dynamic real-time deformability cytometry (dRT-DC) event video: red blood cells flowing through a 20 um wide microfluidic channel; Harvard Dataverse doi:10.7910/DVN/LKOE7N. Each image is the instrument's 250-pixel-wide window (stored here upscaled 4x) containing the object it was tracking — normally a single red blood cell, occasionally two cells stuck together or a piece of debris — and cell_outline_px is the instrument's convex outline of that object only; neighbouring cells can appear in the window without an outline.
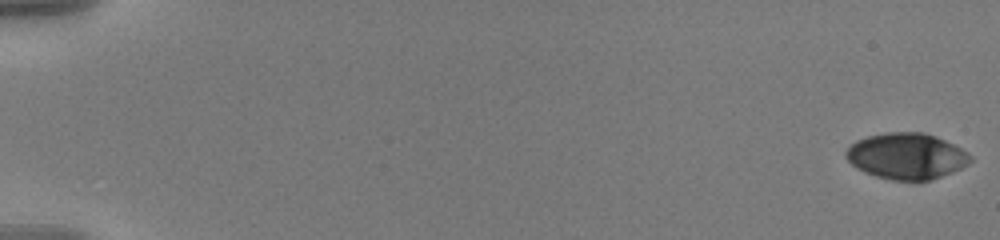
{"species": "human", "species_latin": "Homo sapiens", "temperature_condition": "warm", "stored_images_in_passage": 58, "camera_frame_rate_fps": 3000, "um_per_image_px": 0.085, "donor": {"sex": "male"}, "frame": {"image": 1, "passage_image": 1, "time_ms": 0.0, "image_size_px": [1000, 240], "cell_outline_px": [[972, 160], [968, 164], [952, 172], [928, 180], [892, 180], [876, 176], [864, 172], [852, 164], [844, 156], [844, 152], [856, 140], [868, 136], [884, 132], [924, 132], [936, 136], [968, 152], [972, 156]], "centroid_in_image_um": [77.04, 13.25], "position_along_channel_um": 8.0, "area_um2": 33.29}}
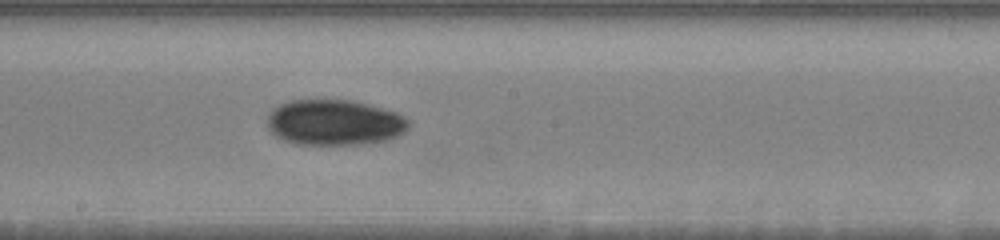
{"frame": {"image": 2, "passage_image": 34, "time_ms": 11.0, "image_size_px": [1000, 240], "cell_outline_px": [[408, 128], [404, 132], [388, 140], [364, 144], [296, 144], [284, 140], [276, 136], [268, 128], [268, 116], [280, 104], [292, 100], [320, 96], [352, 100], [368, 104], [396, 112], [404, 116], [408, 120]], "centroid_in_image_um": [28.43, 10.37], "position_along_channel_um": 219.8, "area_um2": 38.26}}
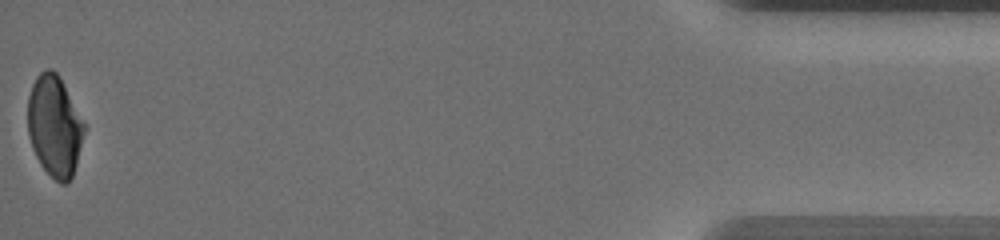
{"frame": {"image": 3, "passage_image": 58, "time_ms": 19.0, "image_size_px": [1000, 240], "cell_outline_px": [[84, 132], [76, 164], [72, 176], [64, 184], [60, 184], [40, 164], [32, 148], [28, 136], [28, 96], [32, 84], [36, 76], [44, 68], [52, 68], [60, 76], [84, 124]], "centroid_in_image_um": [4.6, 10.67], "position_along_channel_um": 430.6, "area_um2": 32.95}, "authors_computed_cell_mechanics": {"area_um2": 34.9979, "velocity_mm_per_s": 3.616, "shape_relaxation_time_tau1_ms": 8.7285, "shape_relaxation_time_tau2_ms": null, "deformation_change_tau1": 0.1872, "deformation_change_tau2": null}}